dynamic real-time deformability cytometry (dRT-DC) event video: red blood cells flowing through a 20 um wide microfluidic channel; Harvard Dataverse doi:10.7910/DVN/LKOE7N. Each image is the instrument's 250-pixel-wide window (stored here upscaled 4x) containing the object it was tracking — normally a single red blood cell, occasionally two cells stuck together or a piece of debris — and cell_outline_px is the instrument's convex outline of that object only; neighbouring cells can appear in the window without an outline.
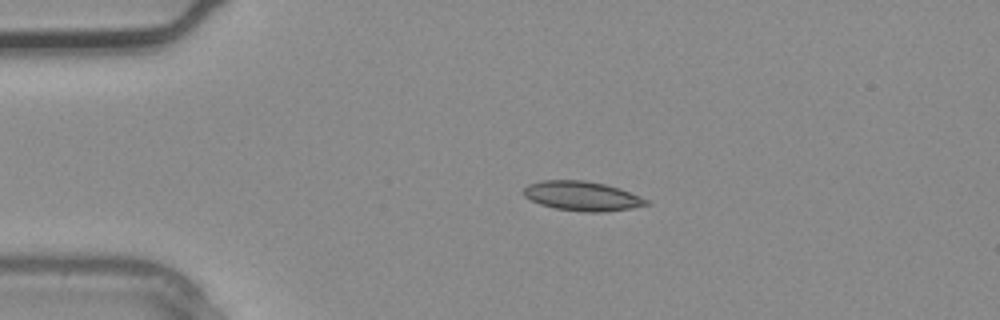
{"species": "common noctule bat (a hibernating species)", "species_latin": "Nyctalus noctula", "temperature_condition": "warm", "stored_images_in_passage": 1, "camera_frame_rate_fps": 3000, "um_per_image_px": 0.085, "animal": {"sex": "male", "body_mass_g": 20.4}, "frame": {"image": 1, "passage_image": 1, "time_ms": 0.0, "image_size_px": [1000, 320], "cell_outline_px": [[652, 204], [632, 208], [600, 212], [584, 212], [556, 208], [540, 204], [524, 196], [524, 188], [528, 184], [540, 180], [584, 180], [604, 184], [620, 188], [640, 196], [648, 200]], "centroid_in_image_um": [49.5, 16.66], "position_along_channel_um": 35.5, "area_um2": 21.04}}